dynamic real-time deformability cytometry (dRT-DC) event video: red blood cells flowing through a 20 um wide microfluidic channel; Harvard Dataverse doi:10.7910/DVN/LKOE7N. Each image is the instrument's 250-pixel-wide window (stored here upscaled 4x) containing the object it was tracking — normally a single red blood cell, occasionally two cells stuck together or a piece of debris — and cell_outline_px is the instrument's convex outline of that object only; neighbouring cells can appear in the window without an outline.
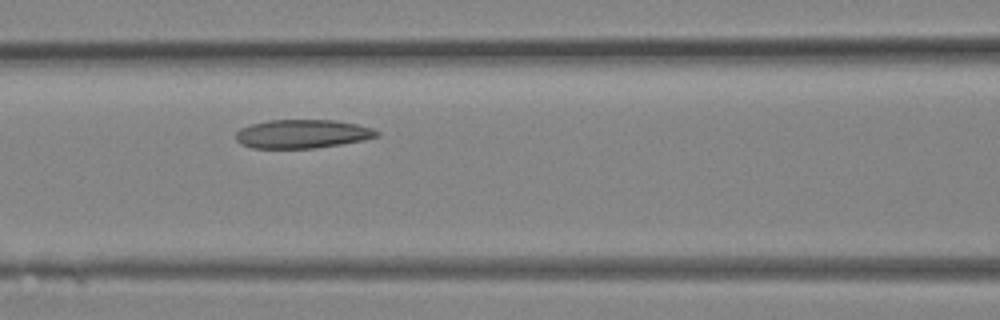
{"species": "Egyptian fruit bat (a non-hibernating species)", "species_latin": "Rousettus aegyptiacus", "temperature_condition": "room temperature", "stored_images_in_passage": 9, "camera_frame_rate_fps": 3000, "um_per_image_px": 0.085, "animal": {"sex": "female"}, "frame": {"image": 1, "passage_image": 8, "time_ms": 2.333, "image_size_px": [1000, 320], "cell_outline_px": [[380, 136], [364, 140], [316, 148], [252, 148], [240, 144], [236, 140], [236, 132], [240, 128], [252, 124], [268, 120], [336, 120], [356, 124], [372, 128], [380, 132]], "centroid_in_image_um": [25.7, 11.38], "position_along_channel_um": 140.9, "area_um2": 23.64}}